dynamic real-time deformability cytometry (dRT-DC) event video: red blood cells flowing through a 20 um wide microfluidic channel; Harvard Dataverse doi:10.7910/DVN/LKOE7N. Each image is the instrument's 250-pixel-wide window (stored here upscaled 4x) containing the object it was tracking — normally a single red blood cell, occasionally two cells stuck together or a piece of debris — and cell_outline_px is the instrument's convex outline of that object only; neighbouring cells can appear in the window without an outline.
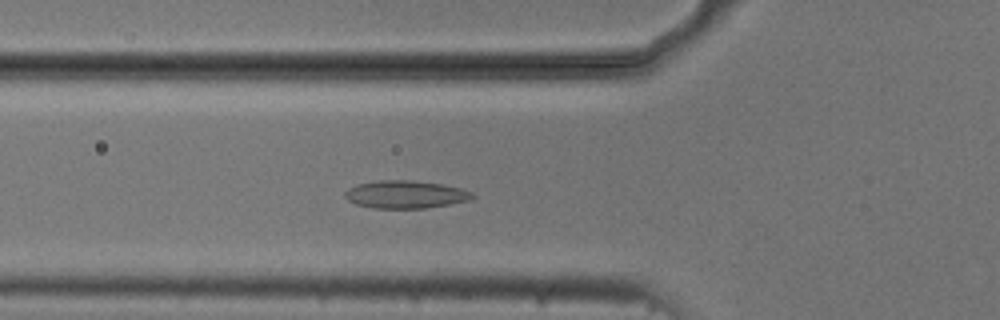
{"species": "common noctule bat (a hibernating species)", "species_latin": "Nyctalus noctula", "temperature_condition": "cold", "stored_images_in_passage": 49, "camera_frame_rate_fps": 3000, "um_per_image_px": 0.085, "animal": {"sex": "male", "body_mass_g": 20.5, "forearm_length_mm": 52.5}, "frame": {"image": 1, "passage_image": 14, "time_ms": 4.333, "image_size_px": [1000, 320], "cell_outline_px": [[476, 196], [468, 200], [448, 204], [424, 208], [372, 208], [356, 204], [348, 200], [344, 196], [344, 192], [348, 188], [356, 184], [376, 180], [412, 180], [440, 184], [460, 188], [472, 192]], "centroid_in_image_um": [34.42, 16.52], "position_along_channel_um": 91.4, "area_um2": 20.58}}
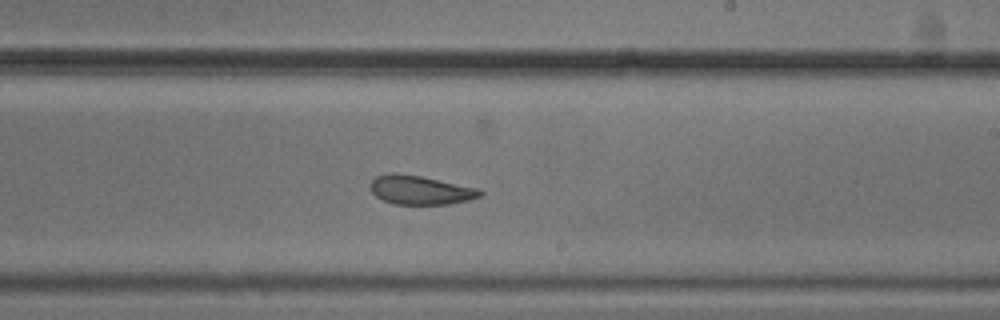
{"frame": {"image": 2, "passage_image": 27, "time_ms": 8.667, "image_size_px": [1000, 320], "cell_outline_px": [[484, 192], [480, 196], [468, 200], [448, 204], [392, 204], [376, 196], [372, 192], [368, 184], [376, 176], [392, 172], [396, 172], [420, 176], [476, 188]], "centroid_in_image_um": [35.67, 16.15], "position_along_channel_um": 253.3, "area_um2": 18.38}}
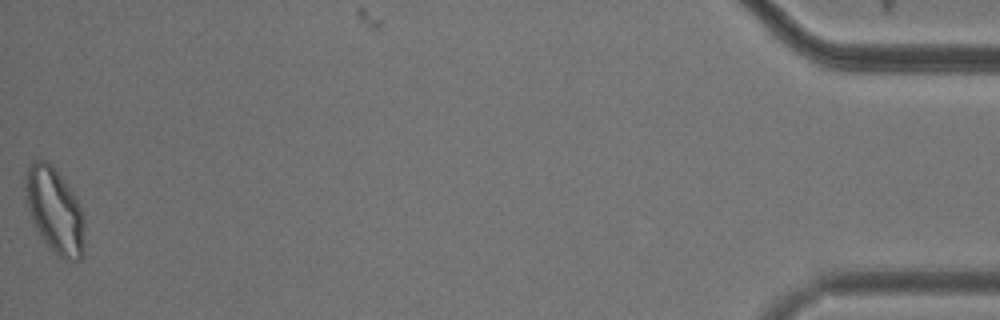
{"frame": {"image": 3, "passage_image": 49, "time_ms": 16.0, "image_size_px": [1000, 320], "cell_outline_px": [[84, 256], [80, 260], [64, 260], [52, 252], [40, 236], [32, 220], [28, 208], [24, 188], [28, 168], [32, 160], [44, 160], [52, 164], [72, 192], [80, 208], [84, 220]], "centroid_in_image_um": [4.65, 17.94], "position_along_channel_um": 430.5, "area_um2": 29.36}, "authors_computed_cell_mechanics": {"area_um2": 20.9814, "velocity_mm_per_s": 3.7334, "shape_relaxation_time_tau1_ms": null, "shape_relaxation_time_tau2_ms": 4.8568, "deformation_change_tau1": null, "deformation_change_tau2": 0.0906}}